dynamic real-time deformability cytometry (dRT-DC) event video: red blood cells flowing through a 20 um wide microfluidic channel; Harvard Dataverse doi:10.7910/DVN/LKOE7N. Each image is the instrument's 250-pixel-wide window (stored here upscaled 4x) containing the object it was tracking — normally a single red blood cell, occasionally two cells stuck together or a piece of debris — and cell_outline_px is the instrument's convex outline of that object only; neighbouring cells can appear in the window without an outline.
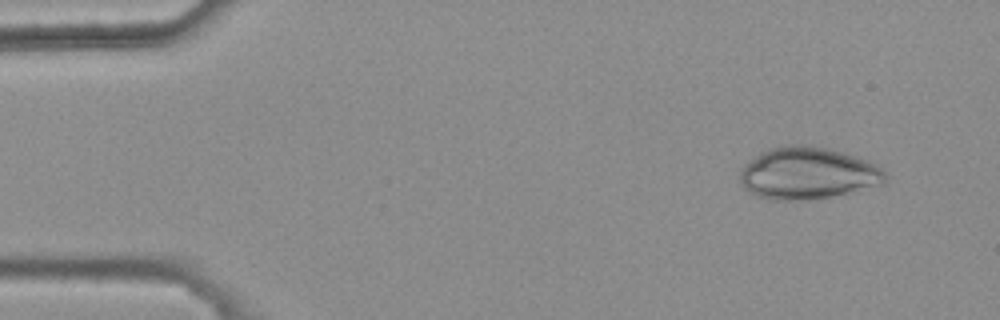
{"species": "common noctule bat (a hibernating species)", "species_latin": "Nyctalus noctula", "temperature_condition": "warm", "stored_images_in_passage": 4, "camera_frame_rate_fps": 3000, "um_per_image_px": 0.085, "animal": {"sex": "female", "body_mass_g": 25.1}, "frame": {"image": 1, "passage_image": 1, "time_ms": 0.0, "image_size_px": [1000, 320], "cell_outline_px": [[888, 176], [884, 184], [832, 196], [808, 200], [768, 200], [756, 196], [744, 188], [740, 180], [740, 168], [744, 164], [760, 152], [768, 148], [788, 144], [804, 144], [828, 148], [844, 152], [868, 160], [884, 168], [888, 172]], "centroid_in_image_um": [68.67, 14.72], "position_along_channel_um": 16.3, "area_um2": 44.8}}